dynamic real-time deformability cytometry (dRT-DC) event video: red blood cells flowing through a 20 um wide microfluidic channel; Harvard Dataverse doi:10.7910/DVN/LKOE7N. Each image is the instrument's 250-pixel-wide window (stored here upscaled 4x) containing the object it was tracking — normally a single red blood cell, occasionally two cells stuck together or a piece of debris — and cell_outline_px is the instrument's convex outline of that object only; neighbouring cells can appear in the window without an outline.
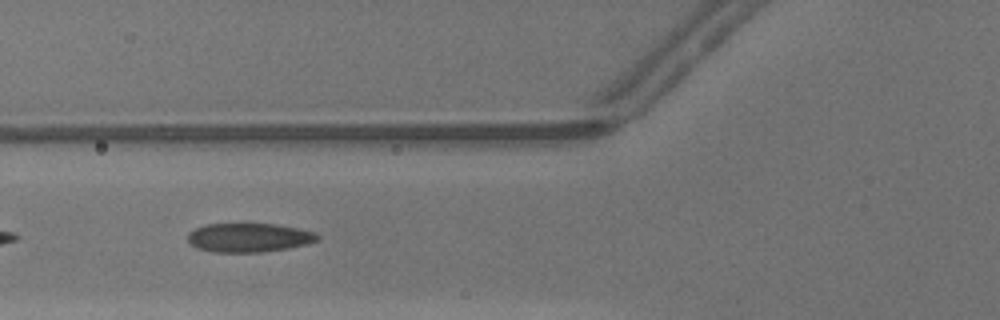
{"species": "common noctule bat (a hibernating species)", "species_latin": "Nyctalus noctula", "temperature_condition": "warm", "stored_images_in_passage": 34, "camera_frame_rate_fps": 3000, "um_per_image_px": 0.085, "animal": {"sex": "male", "body_mass_g": 13.3}, "frame": {"image": 1, "passage_image": 5, "time_ms": 1.333, "image_size_px": [1000, 320], "cell_outline_px": [[320, 240], [308, 244], [288, 248], [264, 252], [212, 252], [196, 248], [188, 240], [188, 232], [196, 228], [208, 224], [276, 224], [300, 228], [316, 232], [320, 236]], "centroid_in_image_um": [21.21, 20.2], "position_along_channel_um": 104.6, "area_um2": 22.08}}
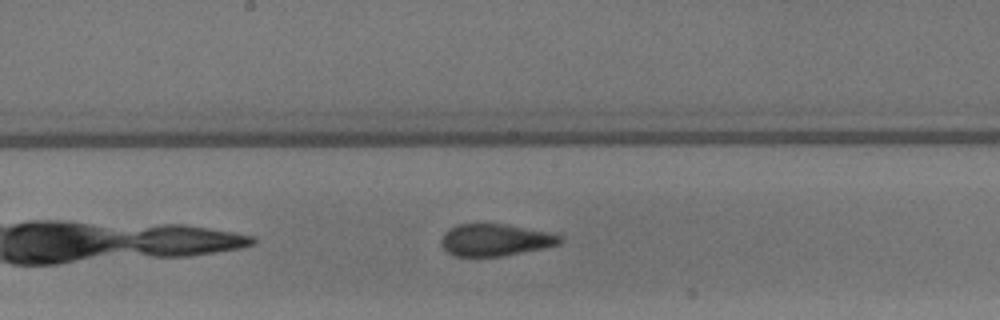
{"frame": {"image": 2, "passage_image": 12, "time_ms": 3.667, "image_size_px": [1000, 320], "cell_outline_px": [[564, 240], [560, 244], [544, 248], [500, 256], [452, 256], [440, 244], [440, 240], [444, 232], [456, 224], [504, 224], [548, 232], [564, 236]], "centroid_in_image_um": [42.09, 20.39], "position_along_channel_um": 206.1, "area_um2": 22.2}}
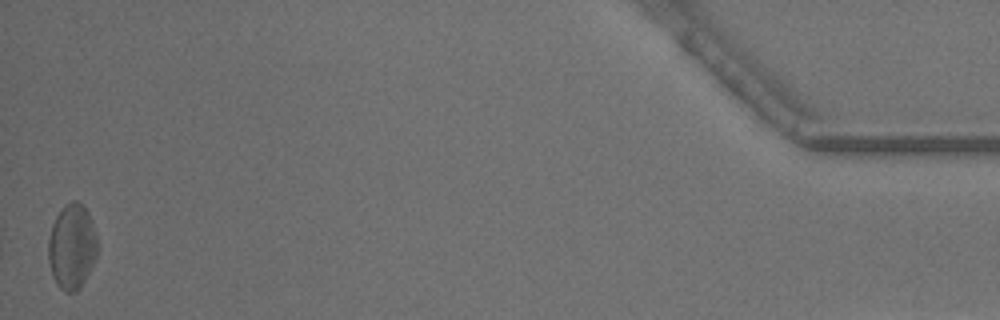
{"frame": {"image": 3, "passage_image": 34, "time_ms": 11.0, "image_size_px": [1000, 320], "cell_outline_px": [[100, 248], [80, 288], [76, 292], [64, 292], [56, 284], [52, 276], [48, 260], [48, 240], [52, 224], [56, 216], [64, 204], [72, 200], [76, 200], [84, 204], [92, 220]], "centroid_in_image_um": [6.12, 20.93], "position_along_channel_um": 429.1, "area_um2": 24.8}, "authors_computed_cell_mechanics": {"area_um2": 22.6865, "velocity_mm_per_s": 4.3285, "shape_relaxation_time_tau1_ms": null, "shape_relaxation_time_tau2_ms": 1.5354, "deformation_change_tau1": null, "deformation_change_tau2": 0.1045}}